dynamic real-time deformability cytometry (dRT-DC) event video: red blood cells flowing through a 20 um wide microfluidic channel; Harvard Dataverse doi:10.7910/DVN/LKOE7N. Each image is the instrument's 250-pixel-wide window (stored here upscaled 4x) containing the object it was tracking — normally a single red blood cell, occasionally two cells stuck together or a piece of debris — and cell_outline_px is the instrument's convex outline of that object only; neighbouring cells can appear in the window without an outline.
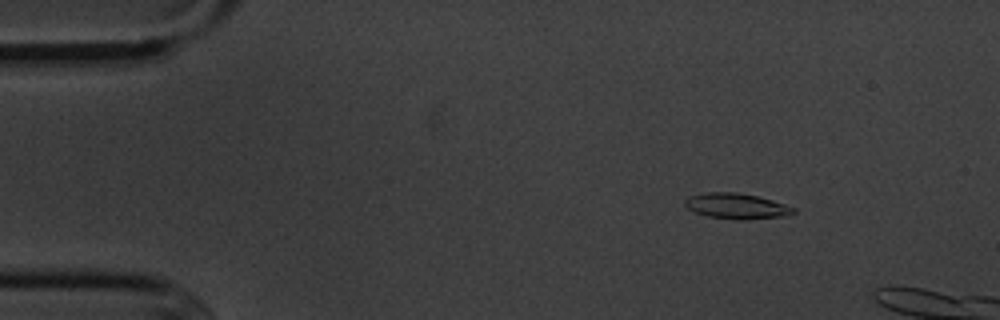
{"species": "common noctule bat (a hibernating species)", "species_latin": "Nyctalus noctula", "temperature_condition": "cold", "stored_images_in_passage": 3, "camera_frame_rate_fps": 3000, "um_per_image_px": 0.085, "animal": {"sex": "male", "body_mass_g": 20.1, "forearm_length_mm": 53.5}, "frame": {"image": 1, "passage_image": 1, "time_ms": 0.0, "image_size_px": [1000, 320], "cell_outline_px": [[796, 212], [784, 216], [744, 220], [736, 220], [708, 216], [696, 212], [688, 208], [684, 204], [684, 200], [688, 196], [708, 192], [736, 192], [756, 196], [772, 200], [796, 208]], "centroid_in_image_um": [62.6, 17.52], "position_along_channel_um": 22.4, "area_um2": 16.13}}